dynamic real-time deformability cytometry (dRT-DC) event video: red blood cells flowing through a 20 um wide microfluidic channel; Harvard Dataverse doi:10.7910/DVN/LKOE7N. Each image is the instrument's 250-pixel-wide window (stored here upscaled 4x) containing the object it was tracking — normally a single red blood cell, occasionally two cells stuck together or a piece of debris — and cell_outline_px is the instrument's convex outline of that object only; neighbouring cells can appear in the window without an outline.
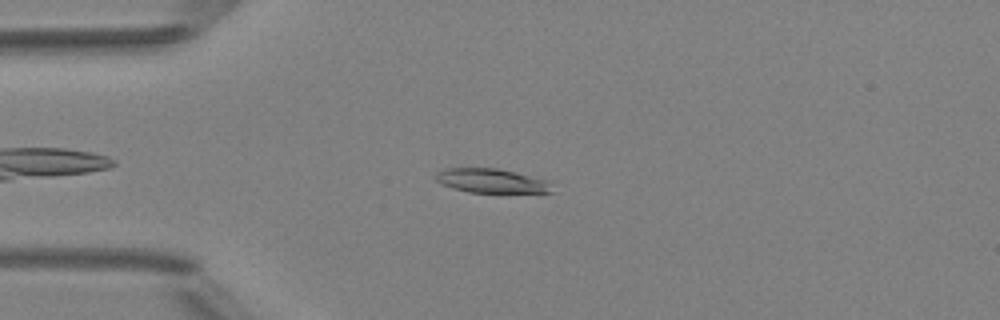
{"species": "Egyptian fruit bat (a non-hibernating species)", "species_latin": "Rousettus aegyptiacus", "temperature_condition": "room temperature", "stored_images_in_passage": 4, "camera_frame_rate_fps": 3000, "um_per_image_px": 0.085, "animal": {"sex": "female"}, "frame": {"image": 1, "passage_image": 2, "time_ms": 1.0, "image_size_px": [1000, 320], "cell_outline_px": [[552, 192], [468, 192], [452, 188], [440, 184], [436, 180], [436, 176], [440, 172], [448, 168], [496, 168], [544, 180]], "centroid_in_image_um": [41.66, 15.37], "position_along_channel_um": 43.3, "area_um2": 15.66}}
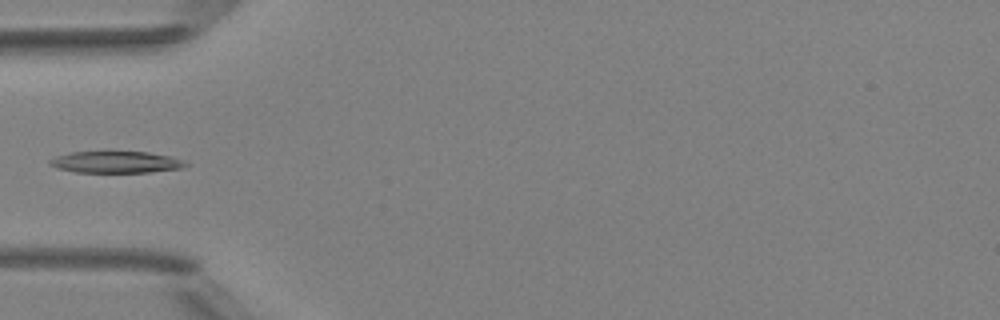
{"frame": {"image": 2, "passage_image": 3, "time_ms": 2.333, "image_size_px": [1000, 320], "cell_outline_px": [[188, 164], [180, 168], [148, 172], [76, 172], [56, 168], [48, 164], [48, 160], [56, 156], [68, 152], [104, 148], [148, 152], [168, 156], [184, 160]], "centroid_in_image_um": [9.75, 13.71], "position_along_channel_um": 75.3, "area_um2": 18.15}}
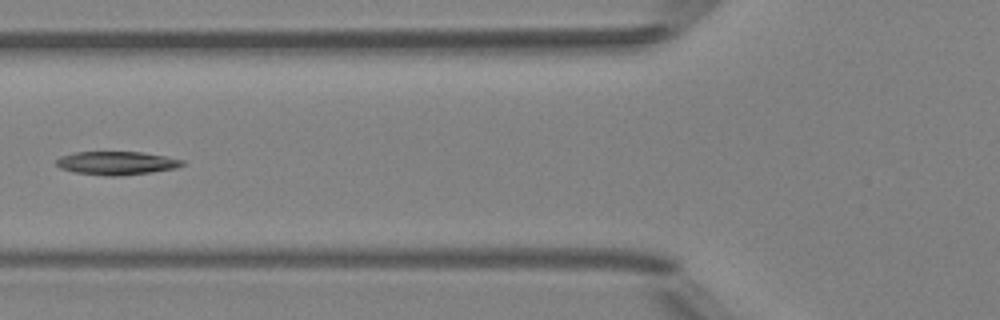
{"frame": {"image": 3, "passage_image": 4, "time_ms": 3.333, "image_size_px": [1000, 320], "cell_outline_px": [[184, 164], [176, 168], [152, 172], [120, 176], [112, 176], [76, 172], [60, 168], [56, 164], [56, 160], [60, 156], [76, 152], [144, 152], [184, 160]], "centroid_in_image_um": [9.92, 13.85], "position_along_channel_um": 115.9, "area_um2": 17.05}}